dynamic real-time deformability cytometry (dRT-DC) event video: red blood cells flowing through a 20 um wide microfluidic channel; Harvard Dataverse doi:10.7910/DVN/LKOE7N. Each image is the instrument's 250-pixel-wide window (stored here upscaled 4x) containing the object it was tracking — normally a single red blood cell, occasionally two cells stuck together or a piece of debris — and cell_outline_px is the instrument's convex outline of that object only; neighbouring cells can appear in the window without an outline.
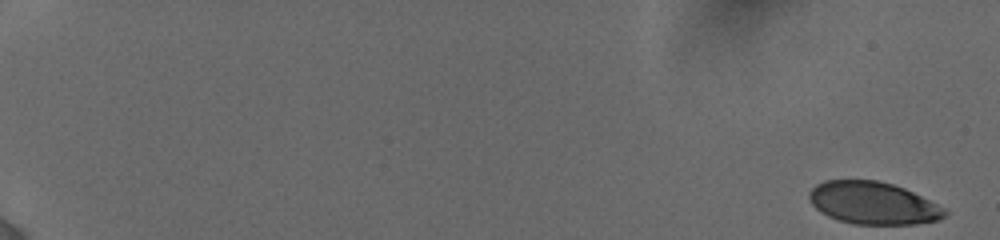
{"species": "human", "species_latin": "Homo sapiens", "temperature_condition": "cold", "stored_images_in_passage": 31, "camera_frame_rate_fps": 3000, "um_per_image_px": 0.085, "donor": {"sex": "female"}, "frame": {"image": 1, "passage_image": 1, "time_ms": 0.0, "image_size_px": [1000, 240], "cell_outline_px": [[948, 212], [940, 220], [916, 224], [852, 224], [828, 216], [820, 212], [808, 200], [808, 192], [816, 184], [824, 180], [876, 180], [892, 184], [904, 188], [944, 208]], "centroid_in_image_um": [74.17, 17.26], "position_along_channel_um": 10.8, "area_um2": 33.47}}
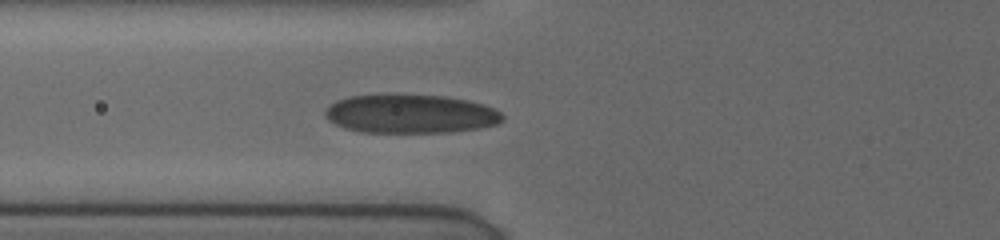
{"frame": {"image": 2, "passage_image": 22, "time_ms": 7.667, "image_size_px": [1000, 240], "cell_outline_px": [[504, 120], [496, 124], [480, 128], [452, 132], [360, 132], [344, 128], [328, 120], [324, 116], [324, 112], [336, 100], [348, 96], [444, 96], [468, 100], [484, 104], [500, 112], [504, 116]], "centroid_in_image_um": [34.91, 9.7], "position_along_channel_um": 90.9, "area_um2": 39.59}}
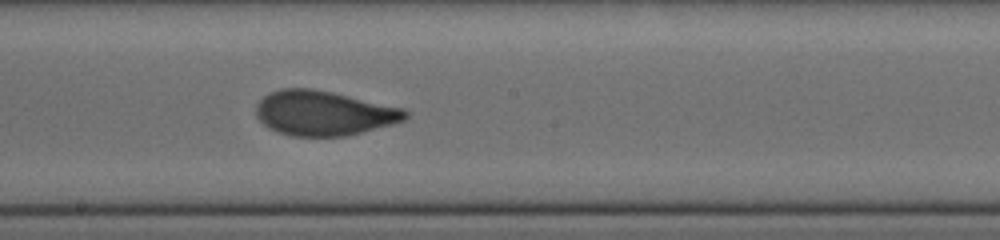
{"frame": {"image": 3, "passage_image": 31, "time_ms": 11.0, "image_size_px": [1000, 240], "cell_outline_px": [[408, 116], [404, 120], [392, 124], [348, 136], [292, 136], [276, 132], [268, 128], [256, 116], [256, 104], [264, 96], [280, 88], [312, 88], [332, 92], [404, 108], [408, 112]], "centroid_in_image_um": [27.51, 9.62], "position_along_channel_um": 220.7, "area_um2": 38.96}}